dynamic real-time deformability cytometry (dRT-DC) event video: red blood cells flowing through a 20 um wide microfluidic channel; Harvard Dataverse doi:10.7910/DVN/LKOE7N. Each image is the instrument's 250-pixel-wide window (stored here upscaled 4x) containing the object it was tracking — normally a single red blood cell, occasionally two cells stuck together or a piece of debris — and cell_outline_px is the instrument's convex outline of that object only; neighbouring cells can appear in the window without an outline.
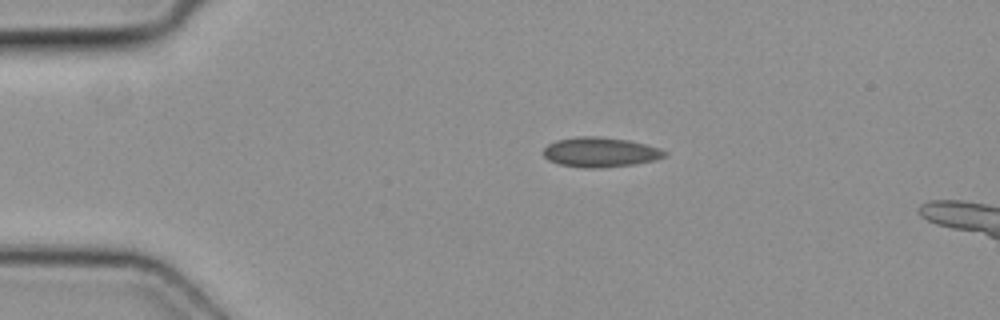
{"species": "common noctule bat (a hibernating species)", "species_latin": "Nyctalus noctula", "temperature_condition": "cold", "stored_images_in_passage": 6, "camera_frame_rate_fps": 3000, "um_per_image_px": 0.085, "animal": {"sex": "female", "body_mass_g": 19.3, "forearm_length_mm": 54.1}, "frame": {"image": 1, "passage_image": 6, "time_ms": 1.667, "image_size_px": [1000, 320], "cell_outline_px": [[668, 156], [656, 160], [636, 164], [600, 168], [584, 168], [560, 164], [548, 160], [544, 156], [544, 148], [548, 144], [556, 140], [580, 136], [596, 136], [628, 140], [644, 144], [668, 152]], "centroid_in_image_um": [51.03, 12.94], "position_along_channel_um": 34.0, "area_um2": 21.04}}